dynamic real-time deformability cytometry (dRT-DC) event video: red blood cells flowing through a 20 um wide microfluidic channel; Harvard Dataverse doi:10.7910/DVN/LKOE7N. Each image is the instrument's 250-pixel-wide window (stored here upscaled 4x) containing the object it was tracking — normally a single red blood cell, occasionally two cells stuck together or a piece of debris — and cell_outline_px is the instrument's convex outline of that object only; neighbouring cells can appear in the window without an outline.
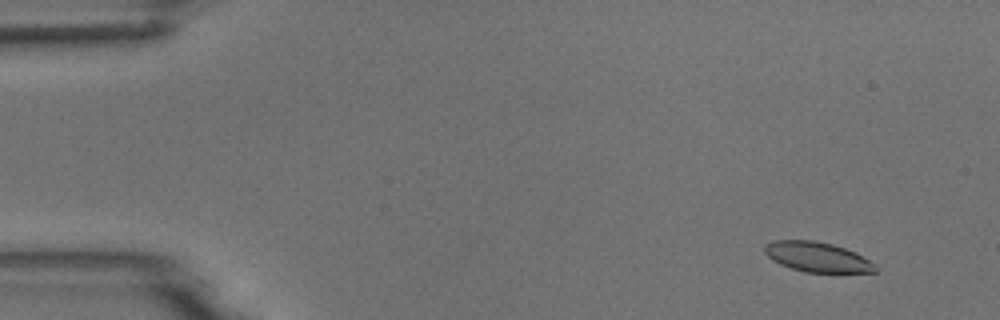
{"species": "common noctule bat (a hibernating species)", "species_latin": "Nyctalus noctula", "temperature_condition": "room temperature", "stored_images_in_passage": 18, "camera_frame_rate_fps": 3000, "um_per_image_px": 0.085, "animal": {"sex": "male", "body_mass_g": 18.8}, "frame": {"image": 1, "passage_image": 5, "time_ms": 1.333, "image_size_px": [1000, 320], "cell_outline_px": [[876, 272], [804, 272], [780, 264], [772, 260], [764, 252], [764, 244], [772, 240], [812, 240], [832, 244], [856, 252], [876, 264]], "centroid_in_image_um": [69.45, 21.83], "position_along_channel_um": 15.6, "area_um2": 19.31}}
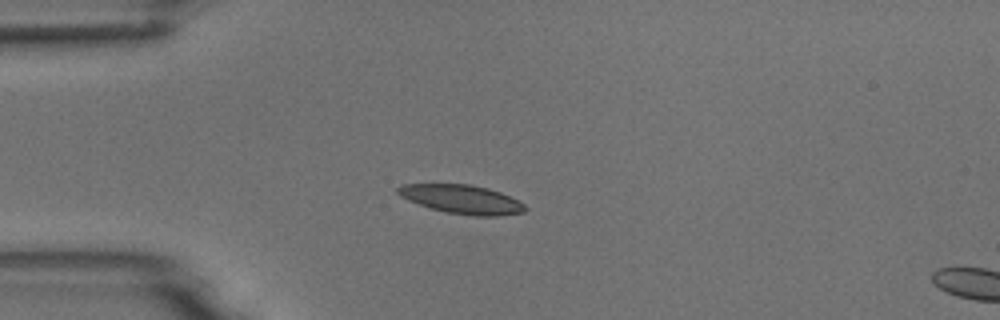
{"frame": {"image": 2, "passage_image": 15, "time_ms": 4.667, "image_size_px": [1000, 320], "cell_outline_px": [[528, 208], [524, 212], [500, 216], [472, 216], [448, 212], [432, 208], [408, 200], [400, 196], [396, 192], [396, 188], [400, 184], [472, 184], [488, 188], [500, 192], [524, 204]], "centroid_in_image_um": [39.25, 16.93], "position_along_channel_um": 45.7, "area_um2": 21.33}}